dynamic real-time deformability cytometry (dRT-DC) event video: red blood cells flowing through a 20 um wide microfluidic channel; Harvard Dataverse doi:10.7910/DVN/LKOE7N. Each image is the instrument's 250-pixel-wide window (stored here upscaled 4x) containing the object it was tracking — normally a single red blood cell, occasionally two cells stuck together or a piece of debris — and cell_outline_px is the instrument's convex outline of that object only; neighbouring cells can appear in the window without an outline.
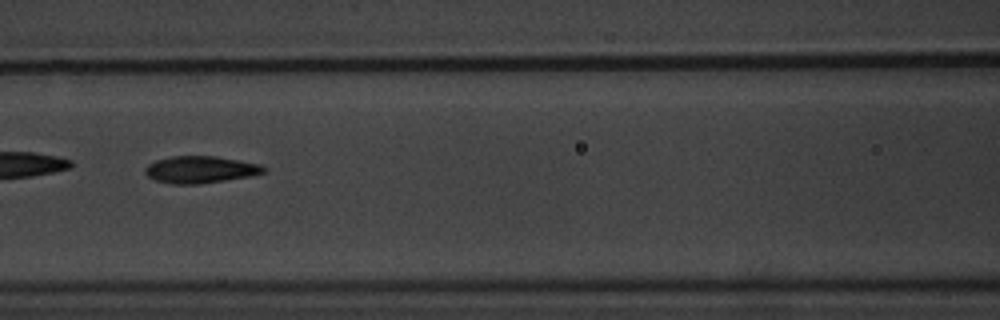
{"species": "common noctule bat (a hibernating species)", "species_latin": "Nyctalus noctula", "temperature_condition": "warm", "stored_images_in_passage": 15, "camera_frame_rate_fps": 3000, "um_per_image_px": 0.085, "animal": {"sex": "male", "body_mass_g": 20.1, "forearm_length_mm": 53.5}, "frame": {"image": 1, "passage_image": 7, "time_ms": 8.333, "image_size_px": [1000, 320], "cell_outline_px": [[268, 168], [264, 172], [248, 176], [200, 184], [172, 184], [156, 180], [148, 176], [144, 172], [144, 168], [148, 164], [156, 160], [172, 156], [216, 156], [260, 164]], "centroid_in_image_um": [17.01, 14.41], "position_along_channel_um": 149.6, "area_um2": 18.55}}
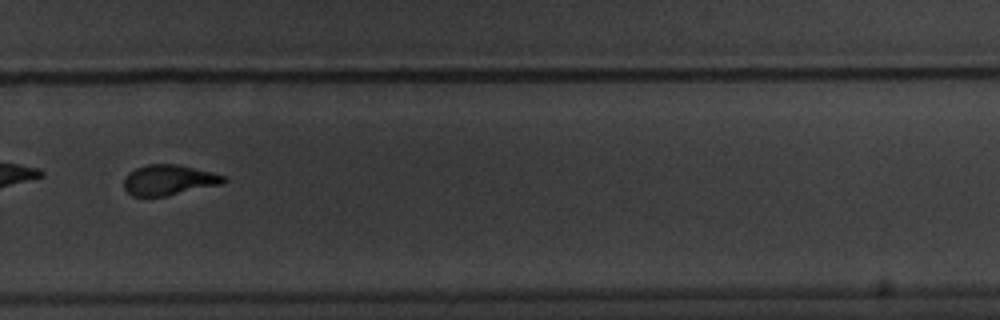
{"frame": {"image": 2, "passage_image": 11, "time_ms": 13.0, "image_size_px": [1000, 320], "cell_outline_px": [[228, 180], [224, 184], [164, 196], [132, 196], [124, 188], [124, 180], [128, 172], [136, 168], [148, 164], [176, 164], [212, 172], [224, 176]], "centroid_in_image_um": [14.36, 15.3], "position_along_channel_um": 315.4, "area_um2": 17.63}}
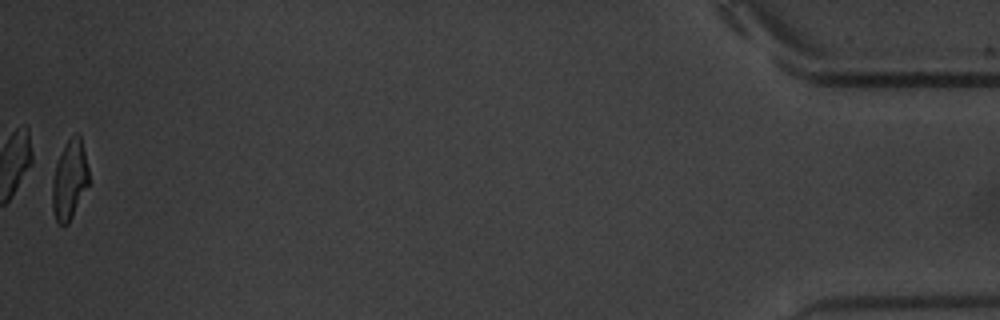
{"frame": {"image": 3, "passage_image": 15, "time_ms": 18.667, "image_size_px": [1000, 320], "cell_outline_px": [[88, 184], [68, 224], [60, 224], [56, 220], [52, 208], [52, 180], [56, 164], [68, 140], [76, 132], [80, 136], [88, 168]], "centroid_in_image_um": [5.89, 15.3], "position_along_channel_um": 429.3, "area_um2": 16.36}, "authors_computed_cell_mechanics": {"area_um2": 18.5538, "velocity_mm_per_s": 3.5649, "shape_relaxation_time_tau1_ms": 3.8236, "shape_relaxation_time_tau2_ms": 1.884, "deformation_change_tau1": 0.1675, "deformation_change_tau2": 0.0842}}